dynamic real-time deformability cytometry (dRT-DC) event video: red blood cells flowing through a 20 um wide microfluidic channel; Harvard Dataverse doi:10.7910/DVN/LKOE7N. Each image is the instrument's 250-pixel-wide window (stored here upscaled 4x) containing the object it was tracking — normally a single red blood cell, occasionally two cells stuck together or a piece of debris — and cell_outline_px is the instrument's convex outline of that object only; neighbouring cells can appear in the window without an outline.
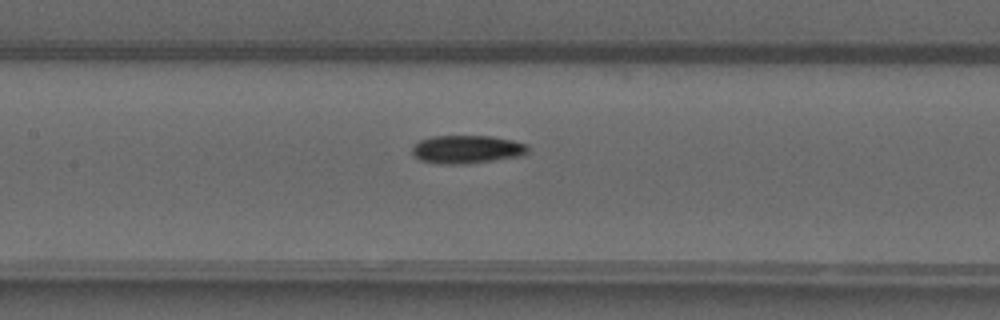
{"species": "common noctule bat (a hibernating species)", "species_latin": "Nyctalus noctula", "temperature_condition": "warm", "stored_images_in_passage": 50, "camera_frame_rate_fps": 3000, "um_per_image_px": 0.085, "animal": {"sex": "male", "forearm_length_mm": 52.5}, "frame": {"image": 1, "passage_image": 24, "time_ms": 7.667, "image_size_px": [1000, 320], "cell_outline_px": [[528, 152], [524, 156], [464, 164], [440, 164], [420, 160], [412, 152], [412, 148], [420, 140], [432, 136], [492, 136], [512, 140], [528, 144]], "centroid_in_image_um": [39.73, 12.69], "position_along_channel_um": 167.7, "area_um2": 19.07}}
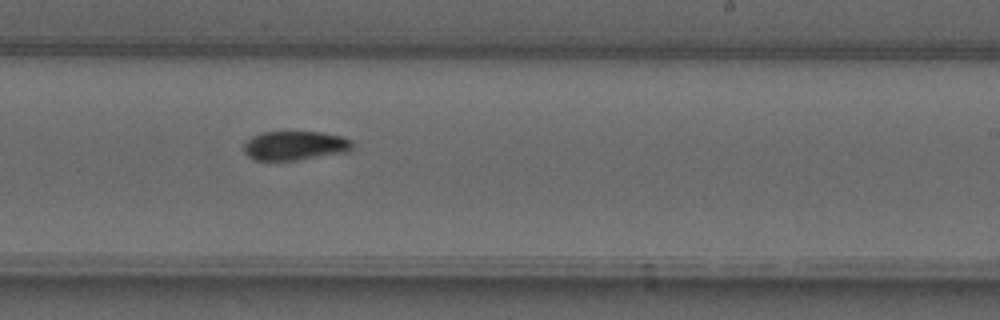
{"frame": {"image": 2, "passage_image": 31, "time_ms": 10.0, "image_size_px": [1000, 320], "cell_outline_px": [[352, 148], [348, 152], [296, 160], [256, 160], [248, 156], [244, 152], [244, 144], [252, 136], [260, 132], [320, 132], [340, 136], [352, 140]], "centroid_in_image_um": [25.07, 12.37], "position_along_channel_um": 263.9, "area_um2": 18.38}}
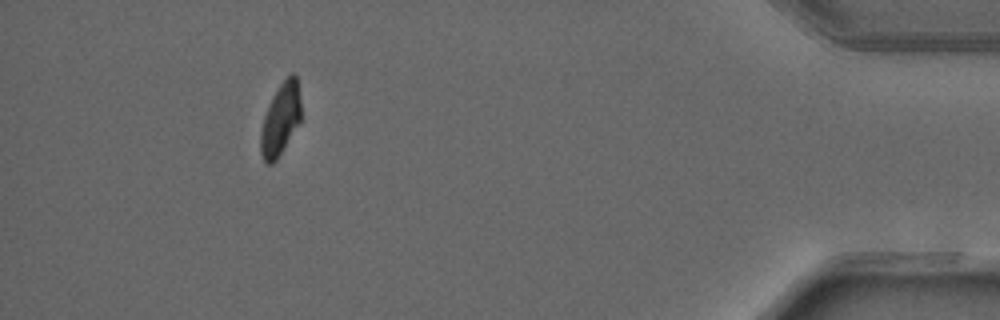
{"frame": {"image": 3, "passage_image": 46, "time_ms": 15.0, "image_size_px": [1000, 320], "cell_outline_px": [[300, 120], [276, 160], [272, 164], [264, 164], [260, 152], [260, 132], [264, 116], [268, 104], [272, 96], [280, 84], [292, 72], [296, 76], [300, 100]], "centroid_in_image_um": [23.8, 10.16], "position_along_channel_um": 411.4, "area_um2": 16.7}, "authors_computed_cell_mechanics": {"area_um2": 18.3804, "velocity_mm_per_s": 4.1414, "shape_relaxation_time_tau1_ms": null, "shape_relaxation_time_tau2_ms": 3.4478, "deformation_change_tau1": null, "deformation_change_tau2": 0.0507}}